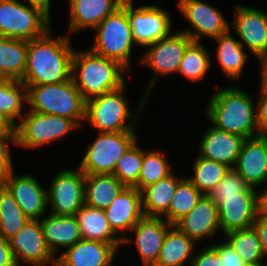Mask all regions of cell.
Instances as JSON below:
<instances>
[{
    "mask_svg": "<svg viewBox=\"0 0 267 266\" xmlns=\"http://www.w3.org/2000/svg\"><path fill=\"white\" fill-rule=\"evenodd\" d=\"M252 187L267 182V136L244 140L233 168Z\"/></svg>",
    "mask_w": 267,
    "mask_h": 266,
    "instance_id": "e0dca14e",
    "label": "cell"
},
{
    "mask_svg": "<svg viewBox=\"0 0 267 266\" xmlns=\"http://www.w3.org/2000/svg\"><path fill=\"white\" fill-rule=\"evenodd\" d=\"M56 173L47 190L50 214L75 215L85 204V174L79 168H64Z\"/></svg>",
    "mask_w": 267,
    "mask_h": 266,
    "instance_id": "7c38bea8",
    "label": "cell"
},
{
    "mask_svg": "<svg viewBox=\"0 0 267 266\" xmlns=\"http://www.w3.org/2000/svg\"><path fill=\"white\" fill-rule=\"evenodd\" d=\"M233 27L241 45L261 59L267 56V12L244 5L234 6Z\"/></svg>",
    "mask_w": 267,
    "mask_h": 266,
    "instance_id": "9a60e30c",
    "label": "cell"
},
{
    "mask_svg": "<svg viewBox=\"0 0 267 266\" xmlns=\"http://www.w3.org/2000/svg\"><path fill=\"white\" fill-rule=\"evenodd\" d=\"M230 167L223 163L204 158L199 154L194 160L193 174L187 179L203 194L208 195L220 182Z\"/></svg>",
    "mask_w": 267,
    "mask_h": 266,
    "instance_id": "e575fe53",
    "label": "cell"
},
{
    "mask_svg": "<svg viewBox=\"0 0 267 266\" xmlns=\"http://www.w3.org/2000/svg\"><path fill=\"white\" fill-rule=\"evenodd\" d=\"M94 29L97 34L90 50L100 56L120 62L131 71V50L136 43L132 37L127 10L121 5Z\"/></svg>",
    "mask_w": 267,
    "mask_h": 266,
    "instance_id": "8992f818",
    "label": "cell"
},
{
    "mask_svg": "<svg viewBox=\"0 0 267 266\" xmlns=\"http://www.w3.org/2000/svg\"><path fill=\"white\" fill-rule=\"evenodd\" d=\"M51 29L42 37L29 41L26 70L21 82L25 86L56 84L71 79L74 50L70 36L53 37Z\"/></svg>",
    "mask_w": 267,
    "mask_h": 266,
    "instance_id": "6da1fadb",
    "label": "cell"
},
{
    "mask_svg": "<svg viewBox=\"0 0 267 266\" xmlns=\"http://www.w3.org/2000/svg\"><path fill=\"white\" fill-rule=\"evenodd\" d=\"M125 85L120 89L96 96L86 101L85 120L89 122L95 130L99 132H119L136 131V121L138 115L144 110L147 95L137 107V115H133L129 110L127 99L124 97ZM146 98V99H145ZM135 116V117H134ZM132 121H126L128 119ZM134 117V118H133ZM137 117V118H136ZM135 119V120H134Z\"/></svg>",
    "mask_w": 267,
    "mask_h": 266,
    "instance_id": "5b68a950",
    "label": "cell"
},
{
    "mask_svg": "<svg viewBox=\"0 0 267 266\" xmlns=\"http://www.w3.org/2000/svg\"><path fill=\"white\" fill-rule=\"evenodd\" d=\"M166 154L159 151L143 150V163L138 182L133 186L138 191L145 187L166 178L172 172L168 165Z\"/></svg>",
    "mask_w": 267,
    "mask_h": 266,
    "instance_id": "74e56055",
    "label": "cell"
},
{
    "mask_svg": "<svg viewBox=\"0 0 267 266\" xmlns=\"http://www.w3.org/2000/svg\"><path fill=\"white\" fill-rule=\"evenodd\" d=\"M1 183L12 194L29 220H41L48 208L47 189H43L34 176H15L12 170Z\"/></svg>",
    "mask_w": 267,
    "mask_h": 266,
    "instance_id": "2e32d148",
    "label": "cell"
},
{
    "mask_svg": "<svg viewBox=\"0 0 267 266\" xmlns=\"http://www.w3.org/2000/svg\"><path fill=\"white\" fill-rule=\"evenodd\" d=\"M203 197V194L187 178H183L172 197L165 220L174 225L184 215L188 214Z\"/></svg>",
    "mask_w": 267,
    "mask_h": 266,
    "instance_id": "d590c367",
    "label": "cell"
},
{
    "mask_svg": "<svg viewBox=\"0 0 267 266\" xmlns=\"http://www.w3.org/2000/svg\"><path fill=\"white\" fill-rule=\"evenodd\" d=\"M256 229L259 240L262 246V252L264 257H267V218L258 216L255 223L253 224Z\"/></svg>",
    "mask_w": 267,
    "mask_h": 266,
    "instance_id": "f6af8a7d",
    "label": "cell"
},
{
    "mask_svg": "<svg viewBox=\"0 0 267 266\" xmlns=\"http://www.w3.org/2000/svg\"><path fill=\"white\" fill-rule=\"evenodd\" d=\"M26 87L29 111L67 117L79 125L85 120L86 101L72 78L56 84Z\"/></svg>",
    "mask_w": 267,
    "mask_h": 266,
    "instance_id": "277c9868",
    "label": "cell"
},
{
    "mask_svg": "<svg viewBox=\"0 0 267 266\" xmlns=\"http://www.w3.org/2000/svg\"><path fill=\"white\" fill-rule=\"evenodd\" d=\"M172 226L162 217L144 216L130 230L135 234L134 243L144 266H153L157 262L167 231Z\"/></svg>",
    "mask_w": 267,
    "mask_h": 266,
    "instance_id": "44dd1931",
    "label": "cell"
},
{
    "mask_svg": "<svg viewBox=\"0 0 267 266\" xmlns=\"http://www.w3.org/2000/svg\"><path fill=\"white\" fill-rule=\"evenodd\" d=\"M245 92L241 87H227L212 93L205 111L212 126L245 139L260 135L255 105Z\"/></svg>",
    "mask_w": 267,
    "mask_h": 266,
    "instance_id": "7a4b0ae2",
    "label": "cell"
},
{
    "mask_svg": "<svg viewBox=\"0 0 267 266\" xmlns=\"http://www.w3.org/2000/svg\"><path fill=\"white\" fill-rule=\"evenodd\" d=\"M194 255L191 266H222L217 249L212 245Z\"/></svg>",
    "mask_w": 267,
    "mask_h": 266,
    "instance_id": "b9f144b4",
    "label": "cell"
},
{
    "mask_svg": "<svg viewBox=\"0 0 267 266\" xmlns=\"http://www.w3.org/2000/svg\"><path fill=\"white\" fill-rule=\"evenodd\" d=\"M259 101L257 103V124L259 134L267 136V87L260 84Z\"/></svg>",
    "mask_w": 267,
    "mask_h": 266,
    "instance_id": "ee69618b",
    "label": "cell"
},
{
    "mask_svg": "<svg viewBox=\"0 0 267 266\" xmlns=\"http://www.w3.org/2000/svg\"><path fill=\"white\" fill-rule=\"evenodd\" d=\"M174 226L197 242L214 237L221 230L218 206L207 195H203L197 205Z\"/></svg>",
    "mask_w": 267,
    "mask_h": 266,
    "instance_id": "ffe728a7",
    "label": "cell"
},
{
    "mask_svg": "<svg viewBox=\"0 0 267 266\" xmlns=\"http://www.w3.org/2000/svg\"><path fill=\"white\" fill-rule=\"evenodd\" d=\"M29 41L0 36V74L4 78L23 79Z\"/></svg>",
    "mask_w": 267,
    "mask_h": 266,
    "instance_id": "f546056e",
    "label": "cell"
},
{
    "mask_svg": "<svg viewBox=\"0 0 267 266\" xmlns=\"http://www.w3.org/2000/svg\"><path fill=\"white\" fill-rule=\"evenodd\" d=\"M121 244L82 239L57 256L56 266H108Z\"/></svg>",
    "mask_w": 267,
    "mask_h": 266,
    "instance_id": "ac0fdd59",
    "label": "cell"
},
{
    "mask_svg": "<svg viewBox=\"0 0 267 266\" xmlns=\"http://www.w3.org/2000/svg\"><path fill=\"white\" fill-rule=\"evenodd\" d=\"M29 221L8 189L0 183V235L9 240Z\"/></svg>",
    "mask_w": 267,
    "mask_h": 266,
    "instance_id": "836d02e7",
    "label": "cell"
},
{
    "mask_svg": "<svg viewBox=\"0 0 267 266\" xmlns=\"http://www.w3.org/2000/svg\"><path fill=\"white\" fill-rule=\"evenodd\" d=\"M210 55L202 43L193 41L187 47L177 73L193 82L204 80L211 66Z\"/></svg>",
    "mask_w": 267,
    "mask_h": 266,
    "instance_id": "8d00e7d4",
    "label": "cell"
},
{
    "mask_svg": "<svg viewBox=\"0 0 267 266\" xmlns=\"http://www.w3.org/2000/svg\"><path fill=\"white\" fill-rule=\"evenodd\" d=\"M127 71L120 62L90 49L83 52L74 50L71 78L85 101L120 89L126 84L124 74Z\"/></svg>",
    "mask_w": 267,
    "mask_h": 266,
    "instance_id": "3957f363",
    "label": "cell"
},
{
    "mask_svg": "<svg viewBox=\"0 0 267 266\" xmlns=\"http://www.w3.org/2000/svg\"><path fill=\"white\" fill-rule=\"evenodd\" d=\"M9 244L18 266H56L57 257L46 243L40 220H29Z\"/></svg>",
    "mask_w": 267,
    "mask_h": 266,
    "instance_id": "4fadbf2b",
    "label": "cell"
},
{
    "mask_svg": "<svg viewBox=\"0 0 267 266\" xmlns=\"http://www.w3.org/2000/svg\"><path fill=\"white\" fill-rule=\"evenodd\" d=\"M70 7L69 30L95 28L108 15L118 9L124 0H68Z\"/></svg>",
    "mask_w": 267,
    "mask_h": 266,
    "instance_id": "cb8c5ba5",
    "label": "cell"
},
{
    "mask_svg": "<svg viewBox=\"0 0 267 266\" xmlns=\"http://www.w3.org/2000/svg\"><path fill=\"white\" fill-rule=\"evenodd\" d=\"M125 187L114 174H85V205L105 210Z\"/></svg>",
    "mask_w": 267,
    "mask_h": 266,
    "instance_id": "4316f807",
    "label": "cell"
},
{
    "mask_svg": "<svg viewBox=\"0 0 267 266\" xmlns=\"http://www.w3.org/2000/svg\"><path fill=\"white\" fill-rule=\"evenodd\" d=\"M177 7L186 21L194 27L193 31L182 30L193 41L200 42L201 36L214 39L231 30L219 9L202 0H178Z\"/></svg>",
    "mask_w": 267,
    "mask_h": 266,
    "instance_id": "5bb4252c",
    "label": "cell"
},
{
    "mask_svg": "<svg viewBox=\"0 0 267 266\" xmlns=\"http://www.w3.org/2000/svg\"><path fill=\"white\" fill-rule=\"evenodd\" d=\"M219 254L222 266H244L245 262L236 251L225 241L213 245Z\"/></svg>",
    "mask_w": 267,
    "mask_h": 266,
    "instance_id": "7bdbcfd3",
    "label": "cell"
},
{
    "mask_svg": "<svg viewBox=\"0 0 267 266\" xmlns=\"http://www.w3.org/2000/svg\"><path fill=\"white\" fill-rule=\"evenodd\" d=\"M104 211L113 232L116 235L126 234L145 216L141 191L135 187H125Z\"/></svg>",
    "mask_w": 267,
    "mask_h": 266,
    "instance_id": "7402d4cb",
    "label": "cell"
},
{
    "mask_svg": "<svg viewBox=\"0 0 267 266\" xmlns=\"http://www.w3.org/2000/svg\"><path fill=\"white\" fill-rule=\"evenodd\" d=\"M8 142L15 144V132H0V183L14 170Z\"/></svg>",
    "mask_w": 267,
    "mask_h": 266,
    "instance_id": "60d3db41",
    "label": "cell"
},
{
    "mask_svg": "<svg viewBox=\"0 0 267 266\" xmlns=\"http://www.w3.org/2000/svg\"><path fill=\"white\" fill-rule=\"evenodd\" d=\"M225 235L226 242L236 251L245 264H263L262 246L254 226L230 231Z\"/></svg>",
    "mask_w": 267,
    "mask_h": 266,
    "instance_id": "d6a6232c",
    "label": "cell"
},
{
    "mask_svg": "<svg viewBox=\"0 0 267 266\" xmlns=\"http://www.w3.org/2000/svg\"><path fill=\"white\" fill-rule=\"evenodd\" d=\"M24 114L14 127L15 145L24 148L37 149L42 145L51 144L80 126L75 120L63 116L33 111Z\"/></svg>",
    "mask_w": 267,
    "mask_h": 266,
    "instance_id": "9c48e42d",
    "label": "cell"
},
{
    "mask_svg": "<svg viewBox=\"0 0 267 266\" xmlns=\"http://www.w3.org/2000/svg\"><path fill=\"white\" fill-rule=\"evenodd\" d=\"M29 2V4H32V5H36V6H39L41 8H43L47 13L50 14V0H27Z\"/></svg>",
    "mask_w": 267,
    "mask_h": 266,
    "instance_id": "681fc988",
    "label": "cell"
},
{
    "mask_svg": "<svg viewBox=\"0 0 267 266\" xmlns=\"http://www.w3.org/2000/svg\"><path fill=\"white\" fill-rule=\"evenodd\" d=\"M259 192H257L258 216L267 218V188Z\"/></svg>",
    "mask_w": 267,
    "mask_h": 266,
    "instance_id": "7dc6e473",
    "label": "cell"
},
{
    "mask_svg": "<svg viewBox=\"0 0 267 266\" xmlns=\"http://www.w3.org/2000/svg\"><path fill=\"white\" fill-rule=\"evenodd\" d=\"M0 262L4 265H17L9 240L0 235Z\"/></svg>",
    "mask_w": 267,
    "mask_h": 266,
    "instance_id": "bcb514c9",
    "label": "cell"
},
{
    "mask_svg": "<svg viewBox=\"0 0 267 266\" xmlns=\"http://www.w3.org/2000/svg\"><path fill=\"white\" fill-rule=\"evenodd\" d=\"M231 30L214 38L217 40V60L223 73L233 80L242 77L243 69L248 58L246 49L231 35Z\"/></svg>",
    "mask_w": 267,
    "mask_h": 266,
    "instance_id": "1f68e13d",
    "label": "cell"
},
{
    "mask_svg": "<svg viewBox=\"0 0 267 266\" xmlns=\"http://www.w3.org/2000/svg\"><path fill=\"white\" fill-rule=\"evenodd\" d=\"M0 266H2V262H0ZM4 266H18V265H4Z\"/></svg>",
    "mask_w": 267,
    "mask_h": 266,
    "instance_id": "f5cc1de1",
    "label": "cell"
},
{
    "mask_svg": "<svg viewBox=\"0 0 267 266\" xmlns=\"http://www.w3.org/2000/svg\"><path fill=\"white\" fill-rule=\"evenodd\" d=\"M121 5L127 10L132 37L137 45L146 47L172 32L171 16L159 7L160 3L134 8L133 0H124Z\"/></svg>",
    "mask_w": 267,
    "mask_h": 266,
    "instance_id": "8fae6325",
    "label": "cell"
},
{
    "mask_svg": "<svg viewBox=\"0 0 267 266\" xmlns=\"http://www.w3.org/2000/svg\"><path fill=\"white\" fill-rule=\"evenodd\" d=\"M195 241L172 226L165 236L157 262L153 266H184L192 261Z\"/></svg>",
    "mask_w": 267,
    "mask_h": 266,
    "instance_id": "f1b7e54d",
    "label": "cell"
},
{
    "mask_svg": "<svg viewBox=\"0 0 267 266\" xmlns=\"http://www.w3.org/2000/svg\"><path fill=\"white\" fill-rule=\"evenodd\" d=\"M27 103V87L19 80H0V119L14 128L17 118L21 119L22 106Z\"/></svg>",
    "mask_w": 267,
    "mask_h": 266,
    "instance_id": "4dcf8cb0",
    "label": "cell"
},
{
    "mask_svg": "<svg viewBox=\"0 0 267 266\" xmlns=\"http://www.w3.org/2000/svg\"><path fill=\"white\" fill-rule=\"evenodd\" d=\"M80 226L82 239L96 240L105 243L129 244L133 242L128 236H116L110 227L104 210L83 205L75 214Z\"/></svg>",
    "mask_w": 267,
    "mask_h": 266,
    "instance_id": "484cf974",
    "label": "cell"
},
{
    "mask_svg": "<svg viewBox=\"0 0 267 266\" xmlns=\"http://www.w3.org/2000/svg\"><path fill=\"white\" fill-rule=\"evenodd\" d=\"M245 138L227 133L211 125L204 133L199 146V155L234 168Z\"/></svg>",
    "mask_w": 267,
    "mask_h": 266,
    "instance_id": "603a6c76",
    "label": "cell"
},
{
    "mask_svg": "<svg viewBox=\"0 0 267 266\" xmlns=\"http://www.w3.org/2000/svg\"><path fill=\"white\" fill-rule=\"evenodd\" d=\"M50 14L43 8L18 0H0V36L30 41L50 29Z\"/></svg>",
    "mask_w": 267,
    "mask_h": 266,
    "instance_id": "52a82bcc",
    "label": "cell"
},
{
    "mask_svg": "<svg viewBox=\"0 0 267 266\" xmlns=\"http://www.w3.org/2000/svg\"><path fill=\"white\" fill-rule=\"evenodd\" d=\"M244 266H267L263 264H245Z\"/></svg>",
    "mask_w": 267,
    "mask_h": 266,
    "instance_id": "816d5d0a",
    "label": "cell"
},
{
    "mask_svg": "<svg viewBox=\"0 0 267 266\" xmlns=\"http://www.w3.org/2000/svg\"><path fill=\"white\" fill-rule=\"evenodd\" d=\"M259 62H261L260 64L262 65V71H261V73H262V76H261V85L262 86H264V87H267V56H265V57H263V58H261L260 59V61Z\"/></svg>",
    "mask_w": 267,
    "mask_h": 266,
    "instance_id": "c3c4849f",
    "label": "cell"
},
{
    "mask_svg": "<svg viewBox=\"0 0 267 266\" xmlns=\"http://www.w3.org/2000/svg\"><path fill=\"white\" fill-rule=\"evenodd\" d=\"M192 42L193 40L186 33L180 31L146 46L149 49L140 61L154 71L153 78L146 89L147 96L151 93L159 75L166 76L178 72L185 51Z\"/></svg>",
    "mask_w": 267,
    "mask_h": 266,
    "instance_id": "30bf717a",
    "label": "cell"
},
{
    "mask_svg": "<svg viewBox=\"0 0 267 266\" xmlns=\"http://www.w3.org/2000/svg\"><path fill=\"white\" fill-rule=\"evenodd\" d=\"M180 179L172 173L141 190L142 208L146 217H163L169 210Z\"/></svg>",
    "mask_w": 267,
    "mask_h": 266,
    "instance_id": "83f0119b",
    "label": "cell"
},
{
    "mask_svg": "<svg viewBox=\"0 0 267 266\" xmlns=\"http://www.w3.org/2000/svg\"><path fill=\"white\" fill-rule=\"evenodd\" d=\"M40 224L44 238L52 253L57 256L59 247L68 248L82 240L80 226L75 215L50 214Z\"/></svg>",
    "mask_w": 267,
    "mask_h": 266,
    "instance_id": "d4e9b609",
    "label": "cell"
},
{
    "mask_svg": "<svg viewBox=\"0 0 267 266\" xmlns=\"http://www.w3.org/2000/svg\"><path fill=\"white\" fill-rule=\"evenodd\" d=\"M0 132H15L14 128L7 126L1 119H0Z\"/></svg>",
    "mask_w": 267,
    "mask_h": 266,
    "instance_id": "f907efd6",
    "label": "cell"
},
{
    "mask_svg": "<svg viewBox=\"0 0 267 266\" xmlns=\"http://www.w3.org/2000/svg\"><path fill=\"white\" fill-rule=\"evenodd\" d=\"M137 141L118 160L114 175L126 187H133L139 179L143 163V149L137 145Z\"/></svg>",
    "mask_w": 267,
    "mask_h": 266,
    "instance_id": "f35d334b",
    "label": "cell"
},
{
    "mask_svg": "<svg viewBox=\"0 0 267 266\" xmlns=\"http://www.w3.org/2000/svg\"><path fill=\"white\" fill-rule=\"evenodd\" d=\"M256 191V188L250 187L233 168H230L207 196L215 202L219 197L257 196Z\"/></svg>",
    "mask_w": 267,
    "mask_h": 266,
    "instance_id": "ab89813d",
    "label": "cell"
},
{
    "mask_svg": "<svg viewBox=\"0 0 267 266\" xmlns=\"http://www.w3.org/2000/svg\"><path fill=\"white\" fill-rule=\"evenodd\" d=\"M220 229L224 235L230 231L252 227L258 217L257 196L219 197Z\"/></svg>",
    "mask_w": 267,
    "mask_h": 266,
    "instance_id": "d6986e66",
    "label": "cell"
},
{
    "mask_svg": "<svg viewBox=\"0 0 267 266\" xmlns=\"http://www.w3.org/2000/svg\"><path fill=\"white\" fill-rule=\"evenodd\" d=\"M135 131L99 132L87 146L79 169L84 174H113L118 160L138 140Z\"/></svg>",
    "mask_w": 267,
    "mask_h": 266,
    "instance_id": "ba28073f",
    "label": "cell"
}]
</instances>
